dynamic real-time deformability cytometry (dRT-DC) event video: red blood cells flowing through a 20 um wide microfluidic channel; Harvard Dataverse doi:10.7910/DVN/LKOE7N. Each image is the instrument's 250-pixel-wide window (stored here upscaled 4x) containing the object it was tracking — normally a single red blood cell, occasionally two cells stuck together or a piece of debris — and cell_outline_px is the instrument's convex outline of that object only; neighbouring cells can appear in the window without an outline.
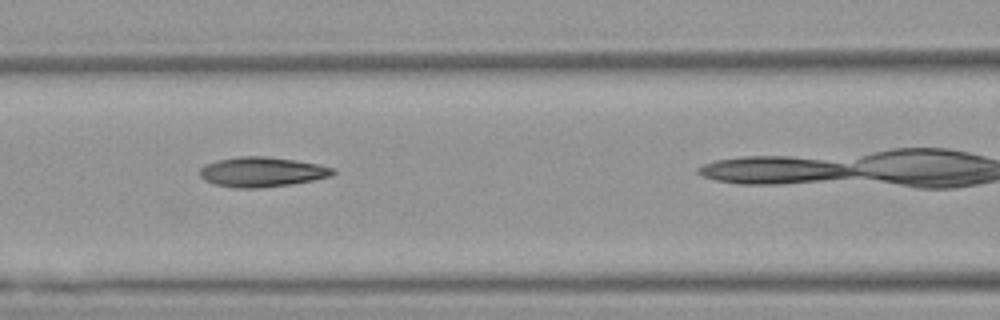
{"species": "Egyptian fruit bat (a non-hibernating species)", "species_latin": "Rousettus aegyptiacus", "temperature_condition": "warm", "stored_images_in_passage": 7, "camera_frame_rate_fps": 3000, "um_per_image_px": 0.085, "animal": {"sex": "female"}, "frame": {"image": 1, "passage_image": 5, "time_ms": 1.333, "image_size_px": [1000, 320], "cell_outline_px": [[336, 172], [332, 176], [292, 184], [260, 188], [236, 188], [216, 184], [204, 180], [200, 176], [200, 168], [204, 164], [216, 160], [240, 156], [264, 156], [296, 160], [336, 168]], "centroid_in_image_um": [22.26, 14.61], "position_along_channel_um": 144.3, "area_um2": 23.24}}